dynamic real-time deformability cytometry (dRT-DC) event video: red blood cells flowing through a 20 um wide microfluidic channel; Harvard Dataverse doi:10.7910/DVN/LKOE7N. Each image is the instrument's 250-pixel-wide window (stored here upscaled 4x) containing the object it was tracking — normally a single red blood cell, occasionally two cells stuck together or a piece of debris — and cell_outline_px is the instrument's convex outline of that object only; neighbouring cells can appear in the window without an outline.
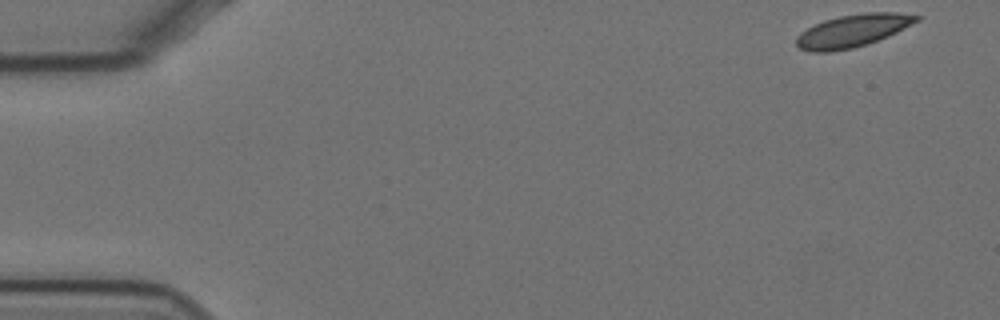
{"species": "Egyptian fruit bat (a non-hibernating species)", "species_latin": "Rousettus aegyptiacus", "temperature_condition": "cold", "stored_images_in_passage": 13, "camera_frame_rate_fps": 3000, "um_per_image_px": 0.085, "animal": {"sex": "female"}, "frame": {"image": 1, "passage_image": 1, "time_ms": 0.0, "image_size_px": [1000, 320], "cell_outline_px": [[920, 20], [888, 36], [868, 44], [852, 48], [832, 52], [812, 52], [800, 48], [796, 44], [796, 36], [800, 32], [824, 20], [840, 16], [864, 12], [896, 12], [920, 16]], "centroid_in_image_um": [72.47, 2.61], "position_along_channel_um": 12.5, "area_um2": 22.77}}